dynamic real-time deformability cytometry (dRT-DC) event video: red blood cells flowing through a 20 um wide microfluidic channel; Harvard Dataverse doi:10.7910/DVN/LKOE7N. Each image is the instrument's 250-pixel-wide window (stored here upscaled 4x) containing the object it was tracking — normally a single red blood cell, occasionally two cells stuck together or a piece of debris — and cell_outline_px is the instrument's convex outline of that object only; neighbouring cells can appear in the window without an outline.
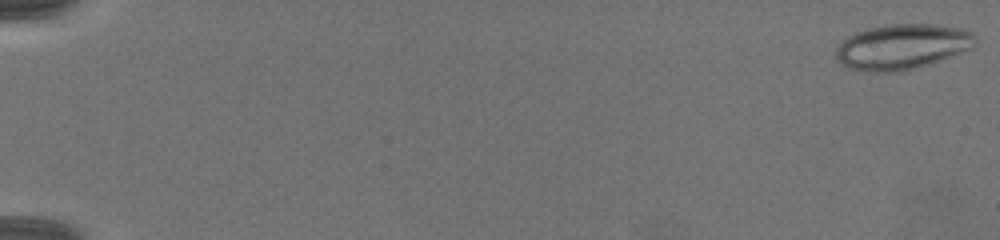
{"species": "common noctule bat (a hibernating species)", "species_latin": "Nyctalus noctula", "temperature_condition": "warm", "stored_images_in_passage": 51, "camera_frame_rate_fps": 3000, "um_per_image_px": 0.085, "animal": {"sex": "female", "body_mass_g": 19.5, "forearm_length_mm": 54.1}, "frame": {"image": 1, "passage_image": 1, "time_ms": 0.0, "image_size_px": [1000, 240], "cell_outline_px": [[976, 44], [972, 48], [912, 68], [896, 72], [876, 72], [848, 68], [836, 60], [836, 48], [848, 36], [856, 32], [868, 28], [892, 24], [936, 24], [960, 28], [972, 32], [976, 36]], "centroid_in_image_um": [76.66, 3.95], "position_along_channel_um": 8.3, "area_um2": 36.24}}